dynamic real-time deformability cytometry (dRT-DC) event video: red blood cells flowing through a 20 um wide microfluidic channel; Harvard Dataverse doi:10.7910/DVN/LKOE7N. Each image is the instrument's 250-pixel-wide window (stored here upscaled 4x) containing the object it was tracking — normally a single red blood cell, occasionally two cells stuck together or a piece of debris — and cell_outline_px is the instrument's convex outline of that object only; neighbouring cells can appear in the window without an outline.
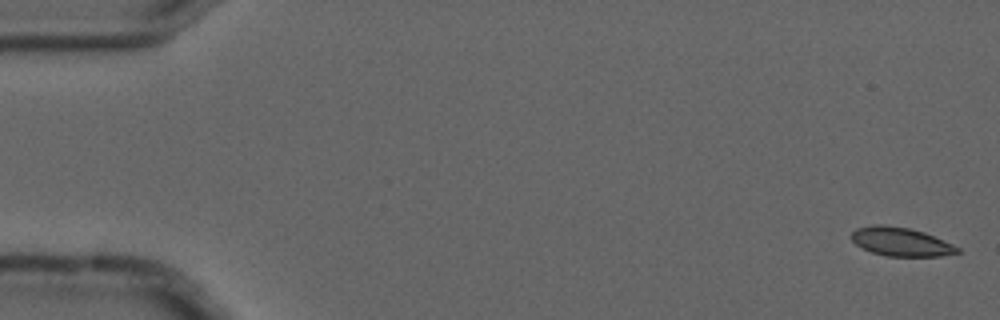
{"species": "common noctule bat (a hibernating species)", "species_latin": "Nyctalus noctula", "temperature_condition": "cold", "stored_images_in_passage": 4, "camera_frame_rate_fps": 3000, "um_per_image_px": 0.085, "animal": {"sex": "male", "forearm_length_mm": 52.5}, "frame": {"image": 1, "passage_image": 1, "time_ms": 0.0, "image_size_px": [1000, 320], "cell_outline_px": [[960, 252], [940, 256], [884, 256], [872, 252], [856, 244], [852, 240], [852, 232], [856, 228], [872, 224], [884, 224], [908, 228], [924, 232], [952, 244], [960, 248]], "centroid_in_image_um": [76.56, 20.54], "position_along_channel_um": 8.4, "area_um2": 17.63}}